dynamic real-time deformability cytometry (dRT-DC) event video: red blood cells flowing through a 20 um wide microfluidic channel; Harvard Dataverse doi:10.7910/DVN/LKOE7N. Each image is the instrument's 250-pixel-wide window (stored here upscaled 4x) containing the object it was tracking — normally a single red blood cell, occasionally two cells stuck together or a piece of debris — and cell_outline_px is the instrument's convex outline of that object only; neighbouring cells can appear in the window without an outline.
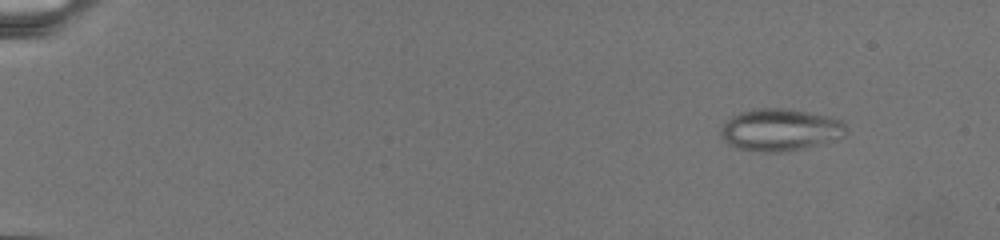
{"species": "common noctule bat (a hibernating species)", "species_latin": "Nyctalus noctula", "temperature_condition": "warm", "stored_images_in_passage": 31, "camera_frame_rate_fps": 3000, "um_per_image_px": 0.085, "animal": {"sex": "female", "body_mass_g": 19.5, "forearm_length_mm": 54.1}, "frame": {"image": 1, "passage_image": 4, "time_ms": 2.667, "image_size_px": [1000, 240], "cell_outline_px": [[848, 132], [844, 136], [820, 144], [804, 148], [780, 152], [760, 152], [732, 148], [720, 136], [720, 128], [732, 116], [740, 112], [764, 108], [776, 108], [804, 112], [828, 116], [840, 120], [848, 128]], "centroid_in_image_um": [66.28, 11.06], "position_along_channel_um": 18.7, "area_um2": 30.63}}
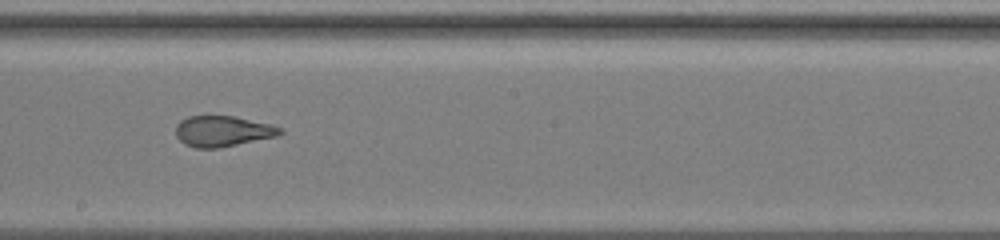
{"frame": {"image": 2, "passage_image": 19, "time_ms": 15.0, "image_size_px": [1000, 240], "cell_outline_px": [[284, 132], [276, 136], [220, 148], [196, 148], [184, 144], [176, 136], [176, 124], [180, 120], [188, 116], [236, 116], [272, 124], [280, 128]], "centroid_in_image_um": [18.91, 11.15], "position_along_channel_um": 229.3, "area_um2": 18.79}}
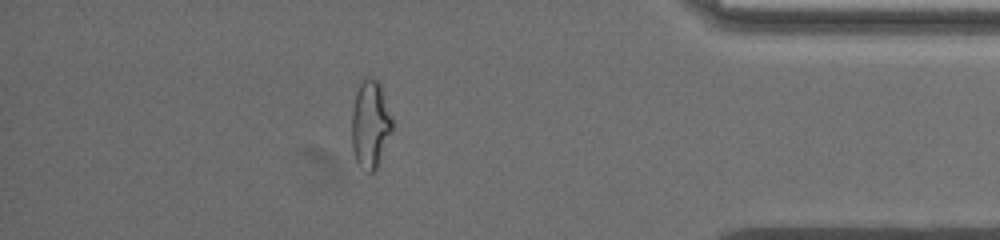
{"frame": {"image": 3, "passage_image": 28, "time_ms": 22.0, "image_size_px": [1000, 240], "cell_outline_px": [[392, 132], [376, 168], [372, 172], [368, 172], [360, 168], [356, 160], [352, 148], [352, 112], [356, 92], [360, 80], [364, 76], [372, 76], [380, 80], [392, 116]], "centroid_in_image_um": [31.48, 10.48], "position_along_channel_um": 403.7, "area_um2": 21.15}}